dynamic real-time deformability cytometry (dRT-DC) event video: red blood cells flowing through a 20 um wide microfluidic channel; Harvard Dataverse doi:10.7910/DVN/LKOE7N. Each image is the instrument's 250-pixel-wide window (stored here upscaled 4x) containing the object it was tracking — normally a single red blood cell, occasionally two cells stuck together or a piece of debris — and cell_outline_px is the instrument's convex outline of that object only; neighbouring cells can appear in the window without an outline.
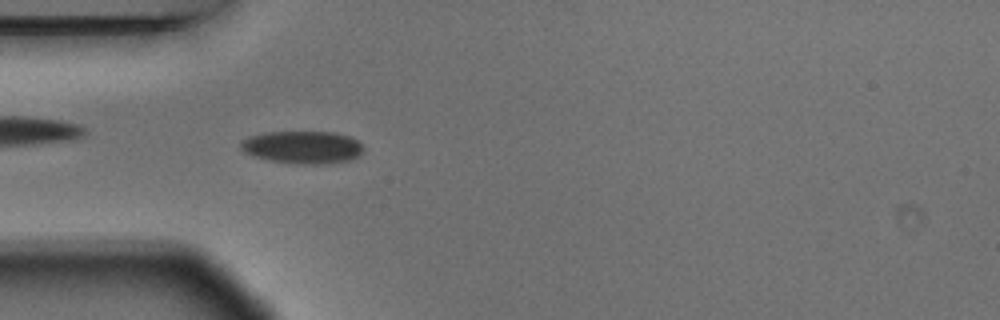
{"species": "Egyptian fruit bat (a non-hibernating species)", "species_latin": "Rousettus aegyptiacus", "temperature_condition": "warm", "stored_images_in_passage": 5, "camera_frame_rate_fps": 3000, "um_per_image_px": 0.085, "animal": {"sex": "male"}, "frame": {"image": 1, "passage_image": 5, "time_ms": 1.333, "image_size_px": [1000, 320], "cell_outline_px": [[364, 148], [356, 156], [348, 160], [328, 164], [300, 164], [268, 160], [252, 156], [244, 152], [240, 148], [240, 140], [252, 136], [268, 132], [336, 132], [348, 136], [356, 140]], "centroid_in_image_um": [25.67, 12.52], "position_along_channel_um": 59.3, "area_um2": 23.24}}